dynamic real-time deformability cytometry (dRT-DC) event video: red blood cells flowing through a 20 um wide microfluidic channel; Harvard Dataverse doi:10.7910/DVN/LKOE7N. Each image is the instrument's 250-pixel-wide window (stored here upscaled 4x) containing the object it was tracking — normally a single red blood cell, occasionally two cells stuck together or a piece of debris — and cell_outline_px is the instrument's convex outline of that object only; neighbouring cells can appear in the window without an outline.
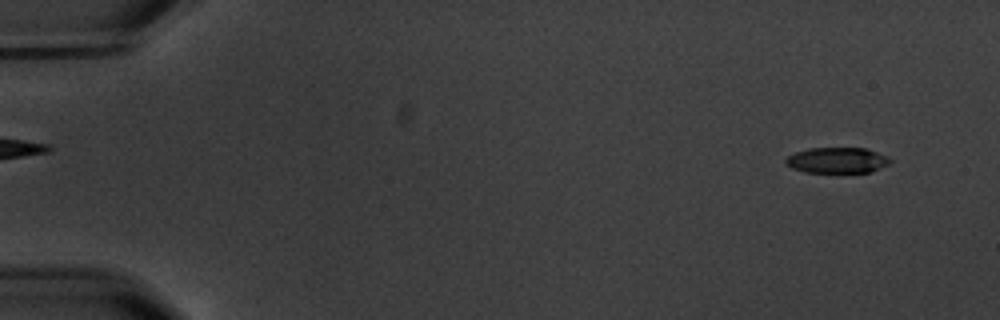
{"species": "common noctule bat (a hibernating species)", "species_latin": "Nyctalus noctula", "temperature_condition": "warm", "stored_images_in_passage": 5, "camera_frame_rate_fps": 3000, "um_per_image_px": 0.085, "animal": {"sex": "male", "body_mass_g": 20.1, "forearm_length_mm": 53.5}, "frame": {"image": 1, "passage_image": 1, "time_ms": 0.0, "image_size_px": [1000, 320], "cell_outline_px": [[892, 160], [888, 164], [872, 172], [804, 172], [792, 168], [784, 164], [784, 160], [788, 156], [796, 152], [808, 148], [864, 148], [888, 156]], "centroid_in_image_um": [71.14, 13.62], "position_along_channel_um": 13.9, "area_um2": 15.66}}